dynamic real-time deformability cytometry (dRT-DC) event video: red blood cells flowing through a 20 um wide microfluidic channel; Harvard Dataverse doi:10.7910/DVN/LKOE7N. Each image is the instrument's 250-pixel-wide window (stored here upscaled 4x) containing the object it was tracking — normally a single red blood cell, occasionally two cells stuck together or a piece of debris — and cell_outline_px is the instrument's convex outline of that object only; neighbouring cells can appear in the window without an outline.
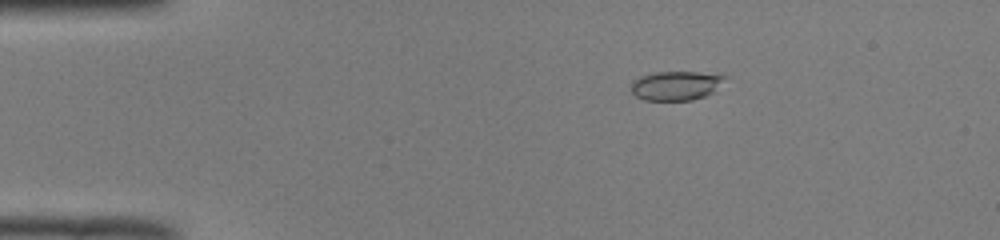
{"species": "common noctule bat (a hibernating species)", "species_latin": "Nyctalus noctula", "temperature_condition": "room temperature", "stored_images_in_passage": 43, "camera_frame_rate_fps": 3000, "um_per_image_px": 0.085, "animal": {"sex": "male", "body_mass_g": 19.0, "forearm_length_mm": 50.8}, "frame": {"image": 1, "passage_image": 1, "time_ms": 0.0, "image_size_px": [1000, 240], "cell_outline_px": [[732, 76], [712, 92], [704, 96], [692, 100], [644, 100], [636, 96], [632, 92], [632, 80], [640, 76], [656, 72], [700, 72]], "centroid_in_image_um": [57.5, 7.26], "position_along_channel_um": 27.5, "area_um2": 16.07}}
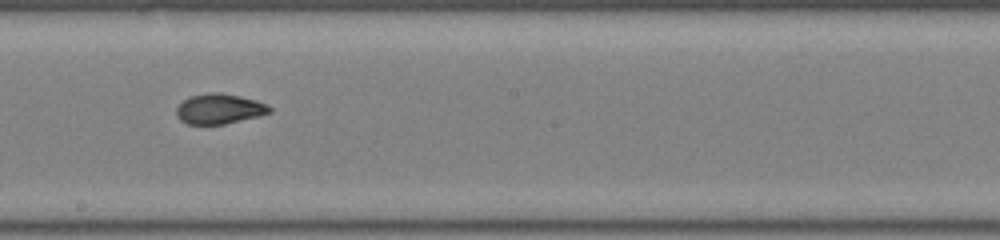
{"frame": {"image": 2, "passage_image": 21, "time_ms": 6.667, "image_size_px": [1000, 240], "cell_outline_px": [[272, 112], [224, 124], [188, 124], [180, 120], [176, 116], [176, 108], [188, 96], [208, 92], [220, 92], [240, 96], [256, 100], [268, 104], [272, 108]], "centroid_in_image_um": [18.63, 9.24], "position_along_channel_um": 229.6, "area_um2": 16.42}}
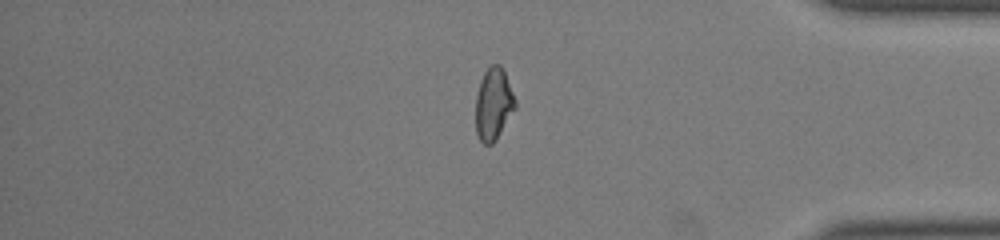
{"frame": {"image": 3, "passage_image": 35, "time_ms": 11.333, "image_size_px": [1000, 240], "cell_outline_px": [[516, 108], [496, 140], [492, 144], [484, 144], [480, 140], [476, 132], [476, 96], [480, 80], [484, 72], [492, 64], [500, 64], [504, 68], [516, 100]], "centroid_in_image_um": [41.96, 8.82], "position_along_channel_um": 393.2, "area_um2": 16.82}, "authors_computed_cell_mechanics": {"area_um2": 16.6464, "velocity_mm_per_s": 4.0169, "shape_relaxation_time_tau1_ms": 3.0482, "shape_relaxation_time_tau2_ms": 1.2863, "deformation_change_tau1": 0.1428, "deformation_change_tau2": 0.0583}}